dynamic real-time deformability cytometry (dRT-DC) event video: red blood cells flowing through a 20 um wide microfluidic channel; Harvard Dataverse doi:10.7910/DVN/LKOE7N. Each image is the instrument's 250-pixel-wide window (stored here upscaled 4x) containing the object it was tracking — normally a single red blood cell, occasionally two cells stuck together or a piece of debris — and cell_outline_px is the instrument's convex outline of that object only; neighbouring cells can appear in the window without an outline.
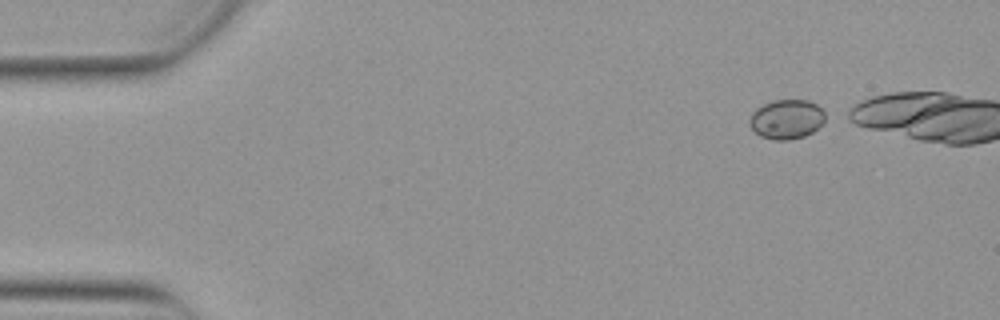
{"species": "Egyptian fruit bat (a non-hibernating species)", "species_latin": "Rousettus aegyptiacus", "temperature_condition": "warm", "stored_images_in_passage": 19, "camera_frame_rate_fps": 3000, "um_per_image_px": 0.085, "animal": {"sex": "female"}, "frame": {"image": 1, "passage_image": 1, "time_ms": 0.0, "image_size_px": [1000, 320], "cell_outline_px": [[824, 120], [812, 132], [804, 136], [788, 140], [776, 140], [760, 136], [748, 124], [748, 120], [752, 112], [756, 108], [772, 100], [808, 100], [816, 104], [824, 112]], "centroid_in_image_um": [66.82, 10.13], "position_along_channel_um": 18.2, "area_um2": 17.28}}
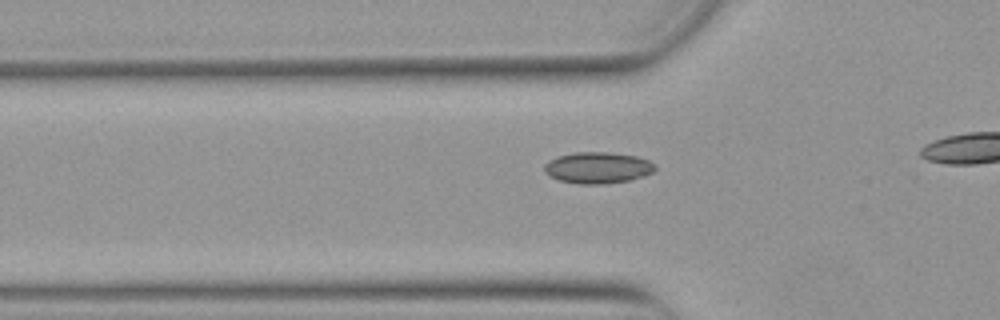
{"frame": {"image": 2, "passage_image": 13, "time_ms": 4.0, "image_size_px": [1000, 320], "cell_outline_px": [[656, 168], [652, 172], [644, 176], [628, 180], [604, 184], [580, 184], [560, 180], [548, 176], [544, 172], [544, 164], [548, 160], [556, 156], [572, 152], [608, 152], [636, 156], [648, 160], [656, 164]], "centroid_in_image_um": [50.77, 14.25], "position_along_channel_um": 75.0, "area_um2": 20.4}}
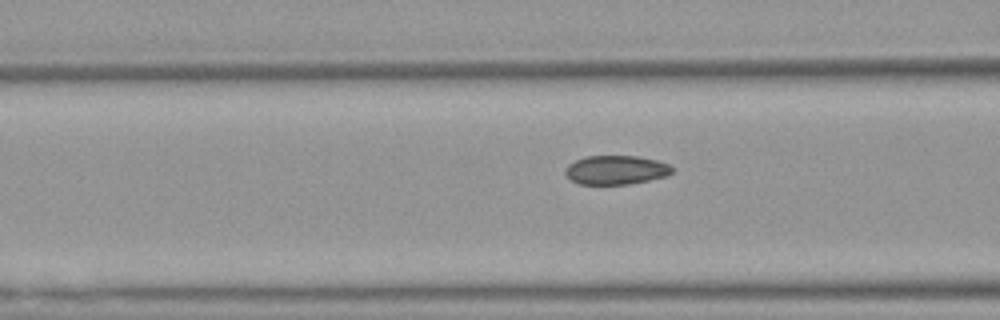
{"frame": {"image": 3, "passage_image": 16, "time_ms": 5.0, "image_size_px": [1000, 320], "cell_outline_px": [[676, 168], [668, 176], [628, 184], [580, 184], [572, 180], [564, 172], [564, 168], [568, 164], [584, 156], [636, 156], [656, 160], [668, 164]], "centroid_in_image_um": [52.37, 14.44], "position_along_channel_um": 114.2, "area_um2": 18.09}}